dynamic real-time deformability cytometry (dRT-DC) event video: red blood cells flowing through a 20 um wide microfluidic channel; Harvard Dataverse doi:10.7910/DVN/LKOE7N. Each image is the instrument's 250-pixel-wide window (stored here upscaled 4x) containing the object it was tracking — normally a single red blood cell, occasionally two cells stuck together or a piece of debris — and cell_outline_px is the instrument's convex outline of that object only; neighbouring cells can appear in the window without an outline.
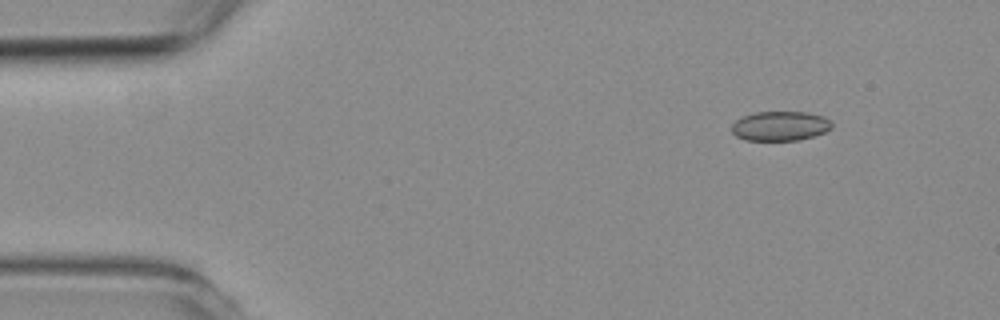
{"species": "common noctule bat (a hibernating species)", "species_latin": "Nyctalus noctula", "temperature_condition": "room temperature", "stored_images_in_passage": 49, "camera_frame_rate_fps": 3000, "um_per_image_px": 0.085, "animal": {"sex": "female", "body_mass_g": 19.3, "forearm_length_mm": 54.1}, "frame": {"image": 1, "passage_image": 1, "time_ms": 0.0, "image_size_px": [1000, 320], "cell_outline_px": [[832, 128], [824, 132], [800, 140], [744, 140], [736, 136], [732, 132], [732, 124], [736, 120], [744, 116], [756, 112], [808, 112], [824, 116], [832, 124]], "centroid_in_image_um": [66.31, 10.71], "position_along_channel_um": 18.7, "area_um2": 17.17}}
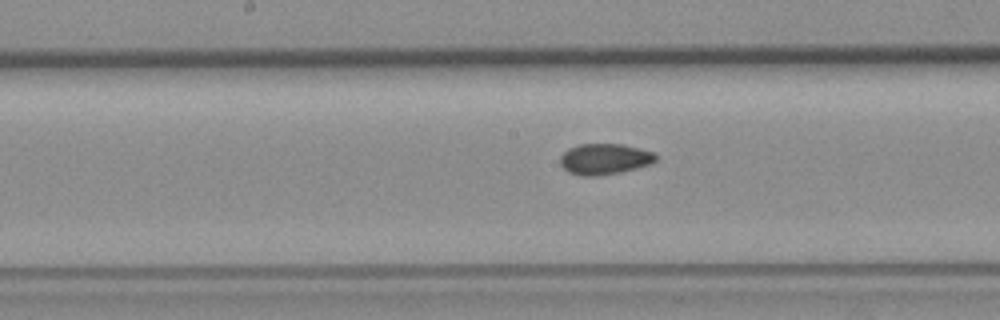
{"frame": {"image": 2, "passage_image": 22, "time_ms": 7.0, "image_size_px": [1000, 320], "cell_outline_px": [[656, 160], [652, 164], [620, 172], [596, 176], [580, 176], [568, 172], [560, 164], [560, 156], [568, 148], [580, 144], [620, 144], [652, 152], [656, 156]], "centroid_in_image_um": [51.35, 13.53], "position_along_channel_um": 196.9, "area_um2": 17.11}}
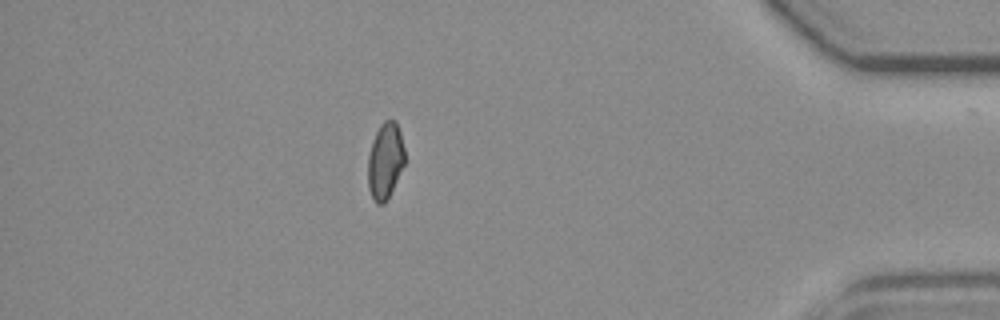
{"frame": {"image": 3, "passage_image": 42, "time_ms": 13.667, "image_size_px": [1000, 320], "cell_outline_px": [[404, 164], [384, 204], [376, 204], [368, 188], [368, 156], [372, 140], [380, 124], [384, 120], [396, 120], [400, 132], [404, 148]], "centroid_in_image_um": [32.72, 13.63], "position_along_channel_um": 402.5, "area_um2": 16.18}, "authors_computed_cell_mechanics": {"area_um2": 17.2244, "velocity_mm_per_s": 3.8043, "shape_relaxation_time_tau1_ms": null, "shape_relaxation_time_tau2_ms": 3.376, "deformation_change_tau1": null, "deformation_change_tau2": 0.0676}}